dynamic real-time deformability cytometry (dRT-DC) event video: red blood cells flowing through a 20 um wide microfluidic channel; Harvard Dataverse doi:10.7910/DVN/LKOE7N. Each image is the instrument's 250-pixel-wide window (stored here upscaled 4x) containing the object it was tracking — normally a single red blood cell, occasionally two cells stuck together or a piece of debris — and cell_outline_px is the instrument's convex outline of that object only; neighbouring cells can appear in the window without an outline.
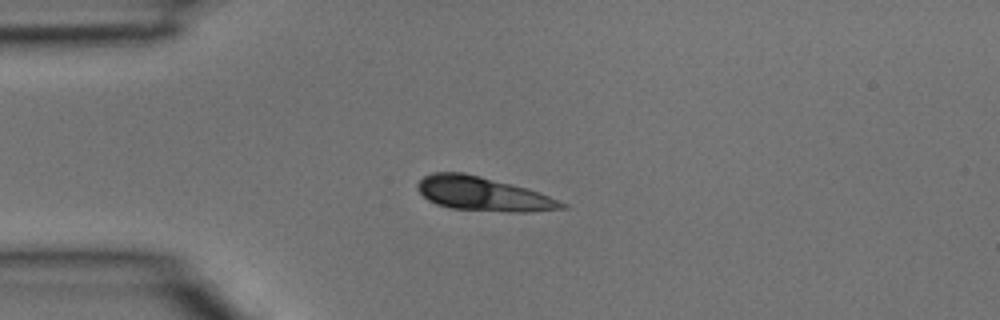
{"species": "common noctule bat (a hibernating species)", "species_latin": "Nyctalus noctula", "temperature_condition": "room temperature", "stored_images_in_passage": 30, "camera_frame_rate_fps": 3000, "um_per_image_px": 0.085, "animal": {"sex": "male", "body_mass_g": 15.6}, "frame": {"image": 1, "passage_image": 1, "time_ms": 0.0, "image_size_px": [1000, 320], "cell_outline_px": [[568, 208], [528, 212], [512, 212], [452, 208], [436, 204], [428, 200], [416, 188], [416, 184], [424, 176], [432, 172], [464, 172], [480, 176], [540, 192], [568, 204]], "centroid_in_image_um": [41.06, 16.48], "position_along_channel_um": 43.9, "area_um2": 28.38}}